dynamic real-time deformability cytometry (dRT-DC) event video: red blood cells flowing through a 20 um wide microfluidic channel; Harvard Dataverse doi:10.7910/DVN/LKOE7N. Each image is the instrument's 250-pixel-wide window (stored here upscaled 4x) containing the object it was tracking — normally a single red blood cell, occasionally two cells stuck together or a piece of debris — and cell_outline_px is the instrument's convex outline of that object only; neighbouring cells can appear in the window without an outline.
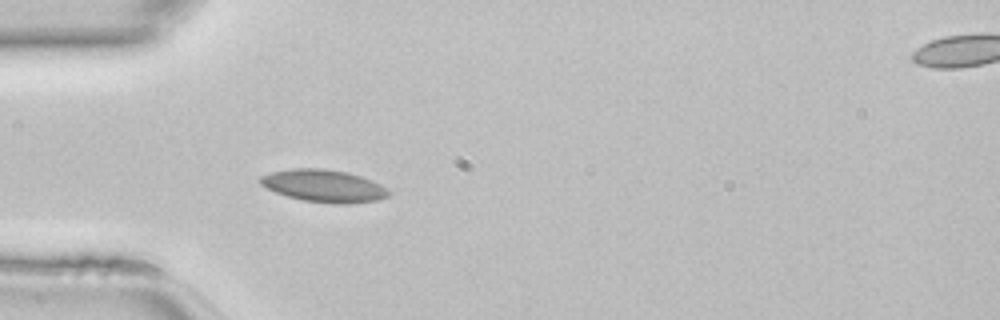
{"species": "common noctule bat (a hibernating species)", "species_latin": "Nyctalus noctula", "temperature_condition": "room temperature", "stored_images_in_passage": 29, "camera_frame_rate_fps": 3000, "um_per_image_px": 0.085, "animal": {"sex": "female", "body_mass_g": 22.7, "forearm_length_mm": 54.2}, "frame": {"image": 1, "passage_image": 1, "time_ms": 0.0, "image_size_px": [1000, 320], "cell_outline_px": [[392, 192], [388, 196], [376, 200], [348, 204], [332, 204], [304, 200], [288, 196], [276, 192], [260, 184], [256, 180], [260, 176], [272, 172], [292, 168], [320, 168], [344, 172], [360, 176], [372, 180], [380, 184]], "centroid_in_image_um": [27.51, 15.8], "position_along_channel_um": 57.5, "area_um2": 24.16}}
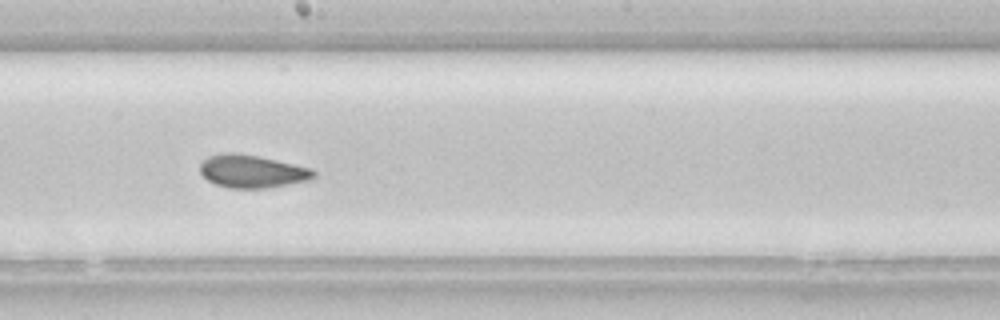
{"frame": {"image": 2, "passage_image": 13, "time_ms": 4.0, "image_size_px": [1000, 320], "cell_outline_px": [[316, 176], [312, 180], [264, 188], [228, 188], [216, 184], [208, 180], [200, 172], [200, 164], [208, 156], [220, 152], [232, 152], [260, 156], [312, 168], [316, 172]], "centroid_in_image_um": [21.44, 14.55], "position_along_channel_um": 226.8, "area_um2": 21.96}}